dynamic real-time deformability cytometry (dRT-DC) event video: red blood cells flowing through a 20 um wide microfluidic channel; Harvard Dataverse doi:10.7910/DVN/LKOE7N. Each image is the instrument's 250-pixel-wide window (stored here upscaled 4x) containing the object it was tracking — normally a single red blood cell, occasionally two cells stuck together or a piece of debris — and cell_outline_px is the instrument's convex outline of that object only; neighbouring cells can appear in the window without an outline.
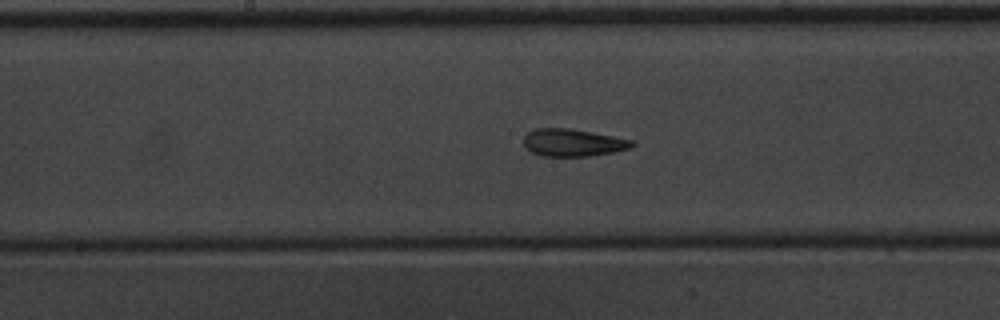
{"species": "common noctule bat (a hibernating species)", "species_latin": "Nyctalus noctula", "temperature_condition": "warm", "stored_images_in_passage": 30, "camera_frame_rate_fps": 3000, "um_per_image_px": 0.085, "animal": {"sex": "male", "body_mass_g": 20.1, "forearm_length_mm": 53.5}, "frame": {"image": 1, "passage_image": 18, "time_ms": 5.667, "image_size_px": [1000, 320], "cell_outline_px": [[636, 144], [632, 148], [612, 152], [588, 156], [540, 156], [524, 148], [524, 136], [528, 132], [536, 128], [568, 128], [592, 132], [632, 140]], "centroid_in_image_um": [48.67, 12.13], "position_along_channel_um": 199.5, "area_um2": 17.34}}
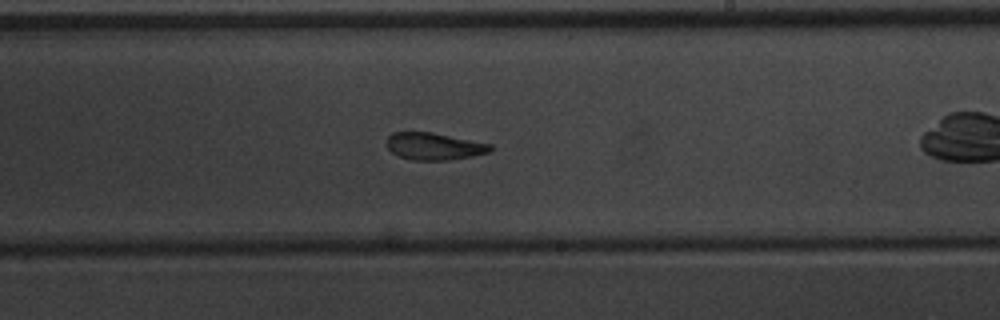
{"frame": {"image": 2, "passage_image": 22, "time_ms": 7.0, "image_size_px": [1000, 320], "cell_outline_px": [[492, 152], [472, 156], [448, 160], [412, 160], [400, 156], [392, 152], [388, 148], [388, 136], [392, 132], [432, 132], [492, 144]], "centroid_in_image_um": [36.93, 12.43], "position_along_channel_um": 252.1, "area_um2": 16.36}}